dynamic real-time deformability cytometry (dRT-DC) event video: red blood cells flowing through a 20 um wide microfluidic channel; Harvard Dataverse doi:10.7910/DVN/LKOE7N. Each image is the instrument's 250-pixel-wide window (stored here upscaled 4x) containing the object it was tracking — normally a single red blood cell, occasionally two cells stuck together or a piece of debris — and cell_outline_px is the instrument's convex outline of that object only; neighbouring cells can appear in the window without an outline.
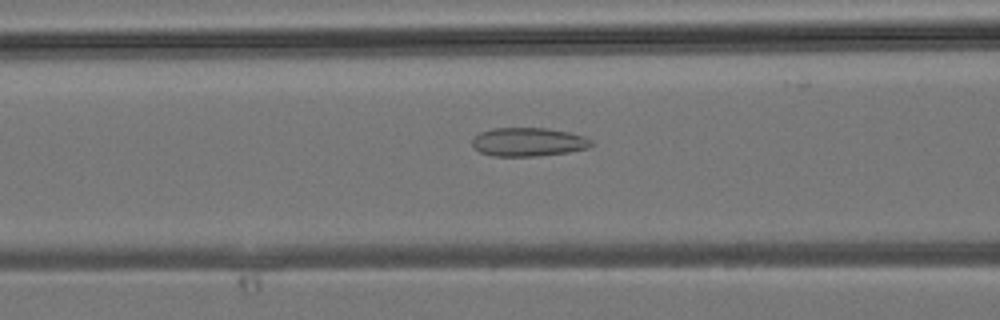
{"species": "common noctule bat (a hibernating species)", "species_latin": "Nyctalus noctula", "temperature_condition": "room temperature", "stored_images_in_passage": 22, "camera_frame_rate_fps": 3000, "um_per_image_px": 0.085, "animal": {"sex": "male", "body_mass_g": 19.2, "forearm_length_mm": 51.8}, "frame": {"image": 1, "passage_image": 3, "time_ms": 0.667, "image_size_px": [1000, 320], "cell_outline_px": [[596, 144], [588, 148], [568, 152], [536, 156], [492, 156], [480, 152], [472, 144], [472, 140], [480, 132], [492, 128], [544, 128], [568, 132], [584, 136], [592, 140]], "centroid_in_image_um": [44.94, 12.07], "position_along_channel_um": 121.7, "area_um2": 19.88}}
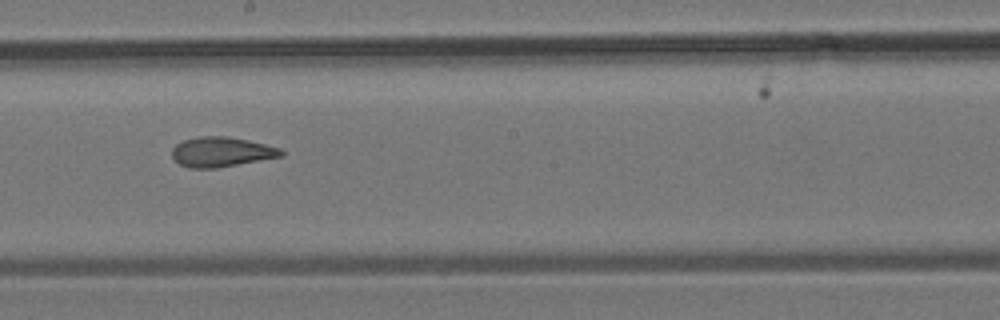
{"frame": {"image": 2, "passage_image": 9, "time_ms": 2.667, "image_size_px": [1000, 320], "cell_outline_px": [[284, 156], [216, 168], [188, 168], [180, 164], [172, 156], [172, 148], [176, 144], [184, 140], [200, 136], [224, 136], [248, 140], [280, 148], [284, 152]], "centroid_in_image_um": [18.82, 12.91], "position_along_channel_um": 229.4, "area_um2": 18.9}}
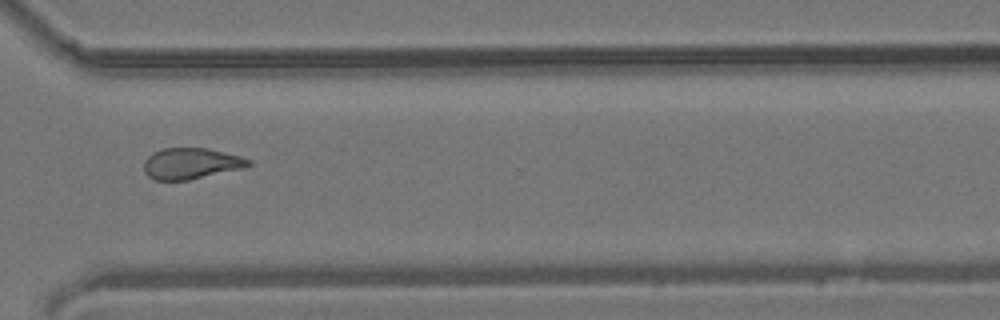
{"frame": {"image": 3, "passage_image": 16, "time_ms": 5.0, "image_size_px": [1000, 320], "cell_outline_px": [[252, 164], [248, 168], [188, 180], [156, 180], [148, 176], [144, 172], [144, 160], [152, 152], [164, 148], [208, 148], [240, 156], [252, 160]], "centroid_in_image_um": [16.28, 13.9], "position_along_channel_um": 354.3, "area_um2": 19.25}}